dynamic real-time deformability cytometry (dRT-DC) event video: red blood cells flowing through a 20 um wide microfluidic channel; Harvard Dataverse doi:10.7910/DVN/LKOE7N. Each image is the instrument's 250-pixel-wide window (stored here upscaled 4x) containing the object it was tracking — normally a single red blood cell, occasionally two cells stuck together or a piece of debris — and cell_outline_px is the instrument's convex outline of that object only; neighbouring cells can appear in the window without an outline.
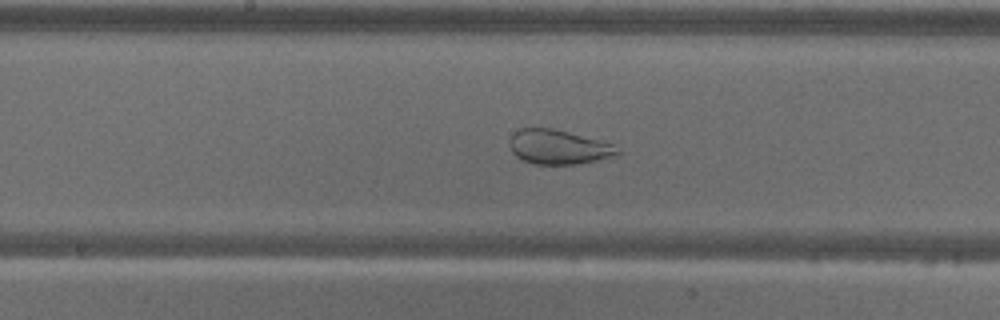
{"species": "common noctule bat (a hibernating species)", "species_latin": "Nyctalus noctula", "temperature_condition": "warm", "stored_images_in_passage": 57, "camera_frame_rate_fps": 3000, "um_per_image_px": 0.085, "animal": {"sex": "male", "body_mass_g": 18.8}, "frame": {"image": 1, "passage_image": 29, "time_ms": 9.333, "image_size_px": [1000, 320], "cell_outline_px": [[620, 152], [616, 156], [596, 160], [572, 164], [532, 164], [516, 156], [512, 152], [508, 140], [512, 132], [520, 128], [552, 128], [600, 140], [612, 144]], "centroid_in_image_um": [47.41, 12.48], "position_along_channel_um": 200.8, "area_um2": 21.56}}
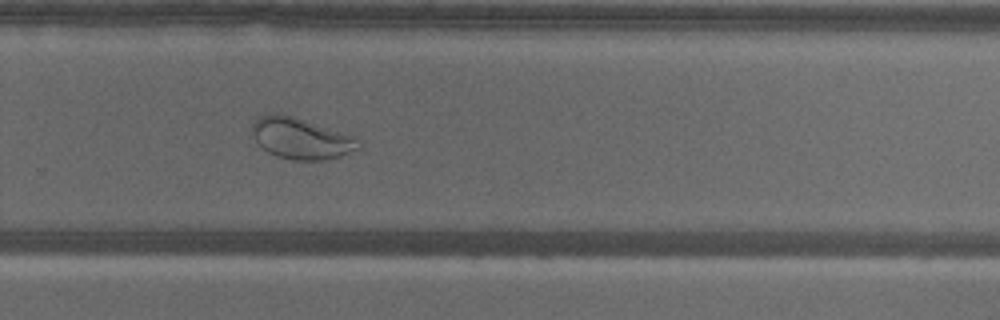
{"frame": {"image": 2, "passage_image": 38, "time_ms": 12.333, "image_size_px": [1000, 320], "cell_outline_px": [[364, 144], [360, 148], [340, 156], [320, 160], [292, 160], [276, 156], [268, 152], [252, 136], [252, 124], [260, 116], [272, 112], [280, 112], [352, 136]], "centroid_in_image_um": [25.56, 11.76], "position_along_channel_um": 304.2, "area_um2": 25.26}}
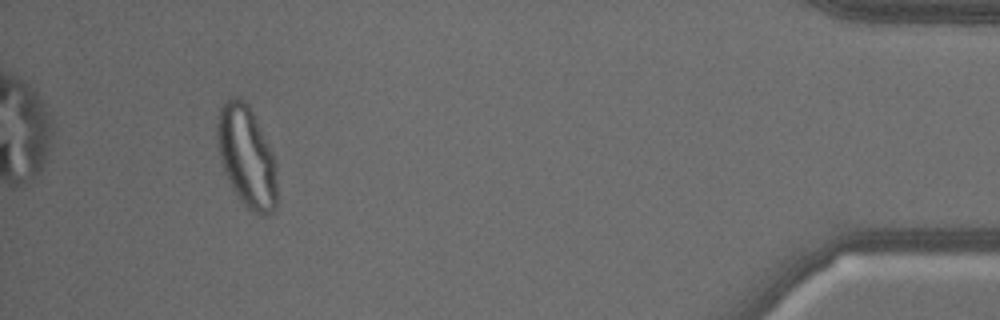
{"frame": {"image": 3, "passage_image": 53, "time_ms": 17.333, "image_size_px": [1000, 320], "cell_outline_px": [[276, 208], [268, 216], [260, 216], [252, 212], [240, 200], [232, 188], [224, 172], [220, 160], [216, 144], [216, 116], [224, 100], [232, 96], [240, 96], [248, 104], [276, 160]], "centroid_in_image_um": [20.93, 13.3], "position_along_channel_um": 414.3, "area_um2": 35.84}}